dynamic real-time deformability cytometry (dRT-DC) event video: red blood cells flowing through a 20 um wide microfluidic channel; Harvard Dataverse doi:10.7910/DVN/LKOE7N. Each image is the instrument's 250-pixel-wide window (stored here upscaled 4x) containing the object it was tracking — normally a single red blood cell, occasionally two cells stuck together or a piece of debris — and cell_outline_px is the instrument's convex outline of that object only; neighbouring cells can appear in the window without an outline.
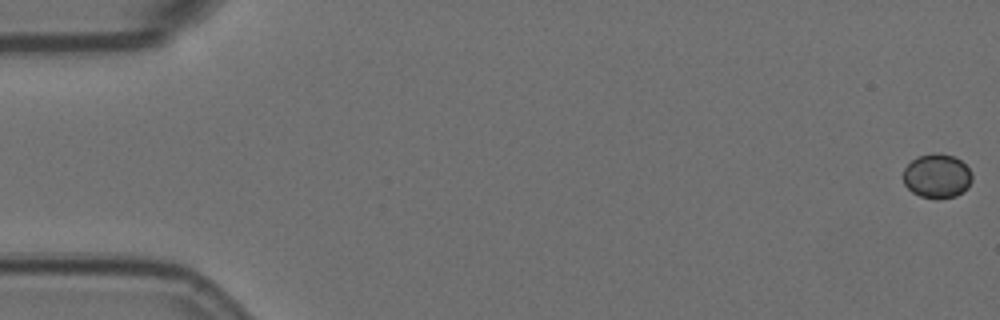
{"species": "Egyptian fruit bat (a non-hibernating species)", "species_latin": "Rousettus aegyptiacus", "temperature_condition": "room temperature", "stored_images_in_passage": 7, "segment_of_instrument_passage": [1, 2], "camera_frame_rate_fps": 3000, "um_per_image_px": 0.085, "animal": {"sex": "female"}, "frame": {"image": 1, "passage_image": 1, "time_ms": 0.0, "image_size_px": [1000, 320], "cell_outline_px": [[972, 180], [968, 188], [956, 196], [940, 200], [936, 200], [920, 196], [912, 192], [904, 184], [904, 168], [916, 156], [932, 152], [936, 152], [952, 156], [960, 160], [972, 172]], "centroid_in_image_um": [79.65, 14.97], "position_along_channel_um": 5.4, "area_um2": 18.03}}
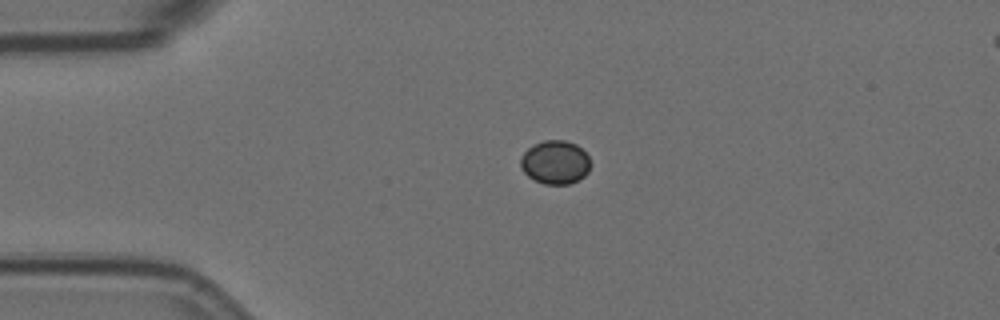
{"frame": {"image": 2, "passage_image": 5, "time_ms": 1.333, "image_size_px": [1000, 320], "cell_outline_px": [[588, 172], [584, 176], [568, 184], [544, 184], [528, 176], [520, 168], [520, 156], [528, 148], [544, 140], [564, 140], [576, 144], [588, 156]], "centroid_in_image_um": [47.15, 13.79], "position_along_channel_um": 37.9, "area_um2": 17.51}}